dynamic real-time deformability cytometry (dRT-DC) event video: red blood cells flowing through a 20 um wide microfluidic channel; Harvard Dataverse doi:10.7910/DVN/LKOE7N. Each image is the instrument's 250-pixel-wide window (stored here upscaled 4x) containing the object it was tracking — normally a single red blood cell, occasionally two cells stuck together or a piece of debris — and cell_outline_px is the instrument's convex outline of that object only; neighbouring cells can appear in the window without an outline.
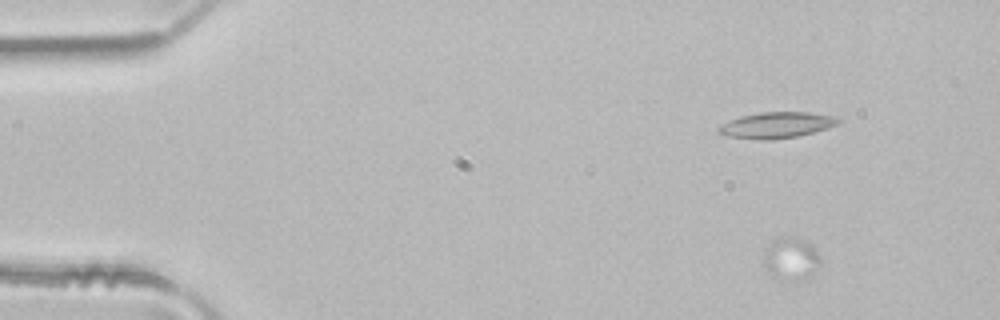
{"species": "common noctule bat (a hibernating species)", "species_latin": "Nyctalus noctula", "temperature_condition": "room temperature", "stored_images_in_passage": 3, "camera_frame_rate_fps": 3000, "um_per_image_px": 0.085, "animal": {"sex": "male", "body_mass_g": 21.5, "forearm_length_mm": 52.0}, "frame": {"image": 1, "passage_image": 1, "time_ms": 0.0, "image_size_px": [1000, 320], "cell_outline_px": [[820, 264], [808, 280], [772, 276], [768, 272], [764, 264], [764, 252], [772, 240], [780, 236], [784, 236], [804, 240], [820, 256]], "centroid_in_image_um": [67.23, 21.98], "position_along_channel_um": 17.8, "area_um2": 13.7}}